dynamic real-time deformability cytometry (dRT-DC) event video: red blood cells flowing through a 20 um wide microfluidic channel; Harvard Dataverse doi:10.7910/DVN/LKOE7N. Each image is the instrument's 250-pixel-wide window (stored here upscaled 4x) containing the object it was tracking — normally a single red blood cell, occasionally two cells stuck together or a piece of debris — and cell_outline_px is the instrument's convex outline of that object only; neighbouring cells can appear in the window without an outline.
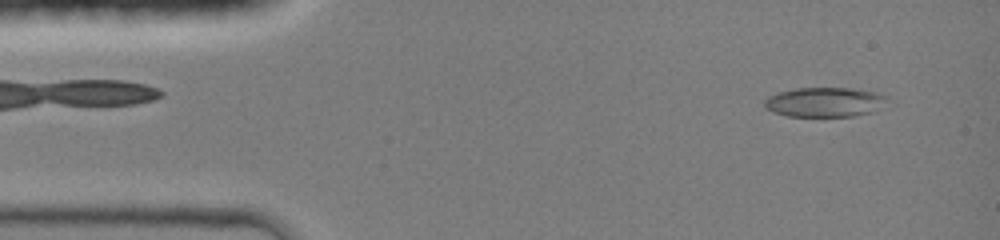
{"species": "common noctule bat (a hibernating species)", "species_latin": "Nyctalus noctula", "temperature_condition": "room temperature", "stored_images_in_passage": 42, "camera_frame_rate_fps": 3000, "um_per_image_px": 0.085, "animal": {"sex": "female", "body_mass_g": 19.0, "forearm_length_mm": 51.5}, "frame": {"image": 1, "passage_image": 2, "time_ms": 0.333, "image_size_px": [1000, 240], "cell_outline_px": [[888, 100], [872, 112], [852, 116], [788, 116], [772, 112], [764, 104], [764, 100], [768, 96], [780, 92], [796, 88], [852, 88], [876, 92], [888, 96]], "centroid_in_image_um": [70.1, 8.67], "position_along_channel_um": 14.9, "area_um2": 21.04}}
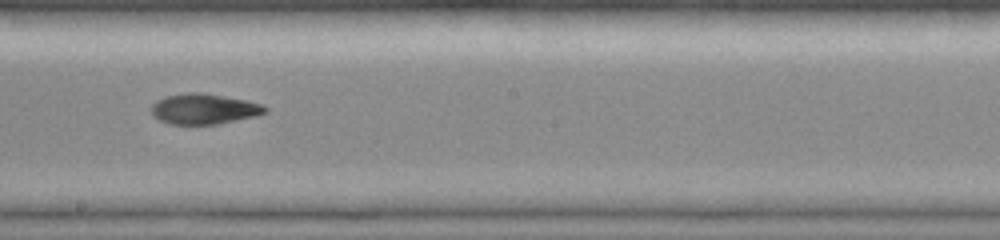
{"frame": {"image": 2, "passage_image": 23, "time_ms": 7.333, "image_size_px": [1000, 240], "cell_outline_px": [[268, 112], [252, 116], [216, 124], [168, 124], [152, 116], [152, 104], [156, 100], [164, 96], [192, 92], [200, 92], [224, 96], [264, 104], [268, 108]], "centroid_in_image_um": [17.31, 9.25], "position_along_channel_um": 230.9, "area_um2": 20.06}}
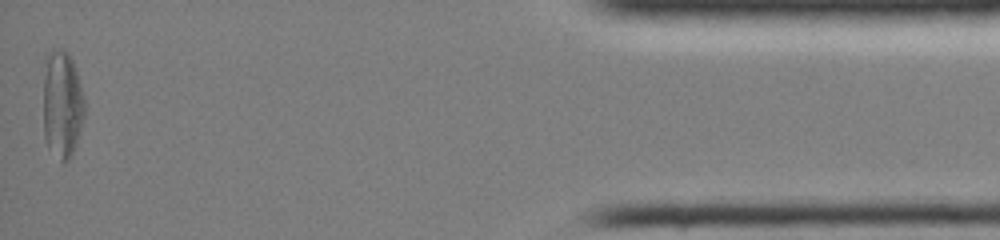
{"frame": {"image": 3, "passage_image": 42, "time_ms": 13.667, "image_size_px": [1000, 240], "cell_outline_px": [[84, 116], [76, 144], [72, 156], [68, 160], [60, 160], [48, 148], [44, 136], [44, 56], [52, 48], [60, 48], [68, 52], [72, 60], [84, 96]], "centroid_in_image_um": [5.27, 8.82], "position_along_channel_um": 429.9, "area_um2": 26.07}, "authors_computed_cell_mechanics": {"area_um2": 20.9236, "velocity_mm_per_s": 4.3161, "shape_relaxation_time_tau1_ms": 4.801, "shape_relaxation_time_tau2_ms": 9.4208, "deformation_change_tau1": 0.1917, "deformation_change_tau2": 0.194}}